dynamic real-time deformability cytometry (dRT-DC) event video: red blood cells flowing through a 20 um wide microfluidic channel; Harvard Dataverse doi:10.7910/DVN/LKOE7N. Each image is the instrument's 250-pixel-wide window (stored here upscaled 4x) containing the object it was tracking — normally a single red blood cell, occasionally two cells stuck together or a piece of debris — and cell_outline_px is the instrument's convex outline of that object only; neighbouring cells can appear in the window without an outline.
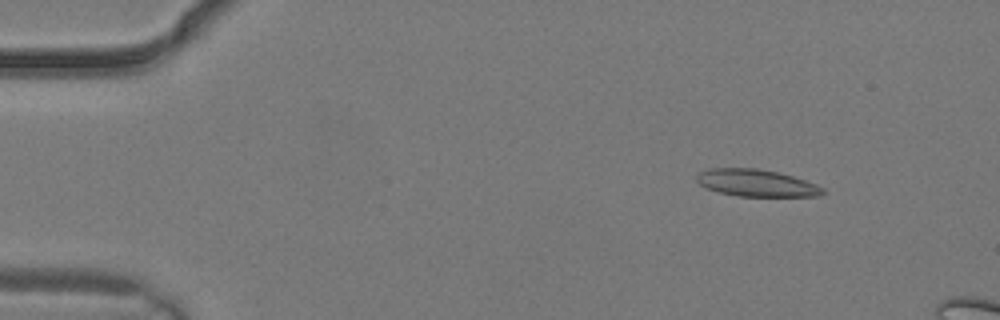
{"species": "common noctule bat (a hibernating species)", "species_latin": "Nyctalus noctula", "temperature_condition": "warm", "stored_images_in_passage": 2, "camera_frame_rate_fps": 3000, "um_per_image_px": 0.085, "animal": {"sex": "male", "body_mass_g": 19.2, "forearm_length_mm": 51.8}, "frame": {"image": 1, "passage_image": 2, "time_ms": 0.333, "image_size_px": [1000, 320], "cell_outline_px": [[828, 192], [820, 196], [736, 196], [720, 192], [708, 188], [700, 184], [696, 180], [696, 176], [700, 172], [708, 168], [756, 168], [776, 172], [792, 176], [816, 184], [824, 188]], "centroid_in_image_um": [64.32, 15.55], "position_along_channel_um": 20.7, "area_um2": 19.83}}